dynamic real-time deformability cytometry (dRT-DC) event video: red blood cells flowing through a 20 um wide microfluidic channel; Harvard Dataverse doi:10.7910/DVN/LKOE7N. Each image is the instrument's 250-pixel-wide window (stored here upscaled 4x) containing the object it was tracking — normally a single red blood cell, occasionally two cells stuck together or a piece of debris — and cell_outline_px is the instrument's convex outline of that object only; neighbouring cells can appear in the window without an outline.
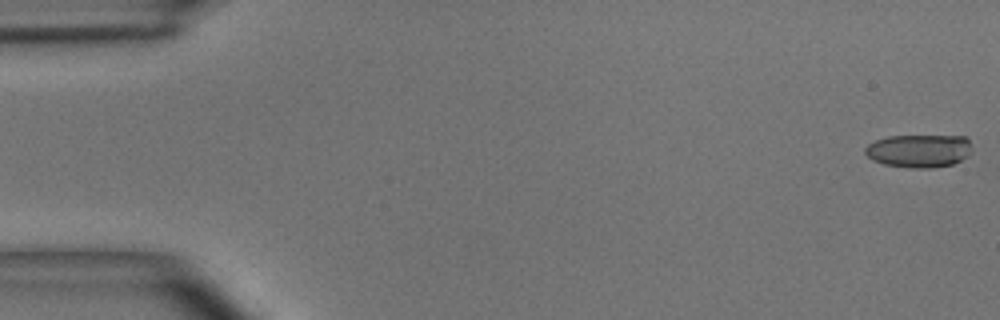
{"species": "common noctule bat (a hibernating species)", "species_latin": "Nyctalus noctula", "temperature_condition": "room temperature", "stored_images_in_passage": 18, "camera_frame_rate_fps": 3000, "um_per_image_px": 0.085, "animal": {"sex": "male", "body_mass_g": 15.6}, "frame": {"image": 1, "passage_image": 1, "time_ms": 0.0, "image_size_px": [1000, 320], "cell_outline_px": [[972, 152], [968, 156], [952, 164], [932, 168], [912, 168], [884, 164], [872, 160], [864, 152], [864, 148], [868, 144], [876, 140], [888, 136], [968, 136], [972, 148]], "centroid_in_image_um": [78.14, 12.81], "position_along_channel_um": 6.9, "area_um2": 20.75}}
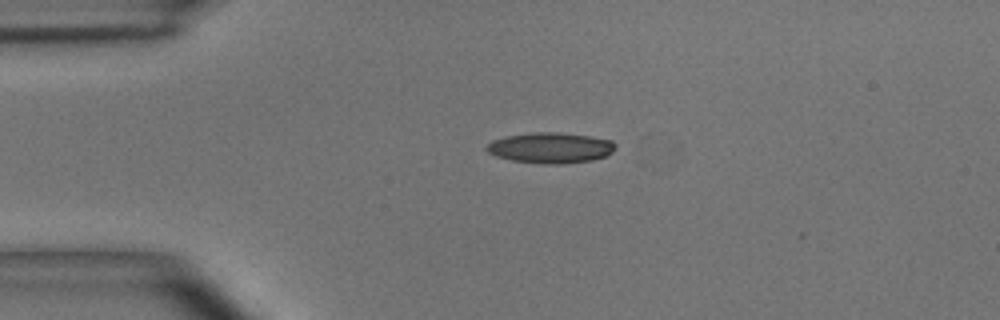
{"frame": {"image": 2, "passage_image": 12, "time_ms": 3.667, "image_size_px": [1000, 320], "cell_outline_px": [[616, 144], [612, 152], [604, 156], [592, 160], [560, 164], [544, 164], [512, 160], [496, 156], [488, 152], [484, 148], [492, 140], [508, 136], [536, 132], [556, 132], [592, 136], [612, 140]], "centroid_in_image_um": [46.8, 12.56], "position_along_channel_um": 38.2, "area_um2": 22.89}}
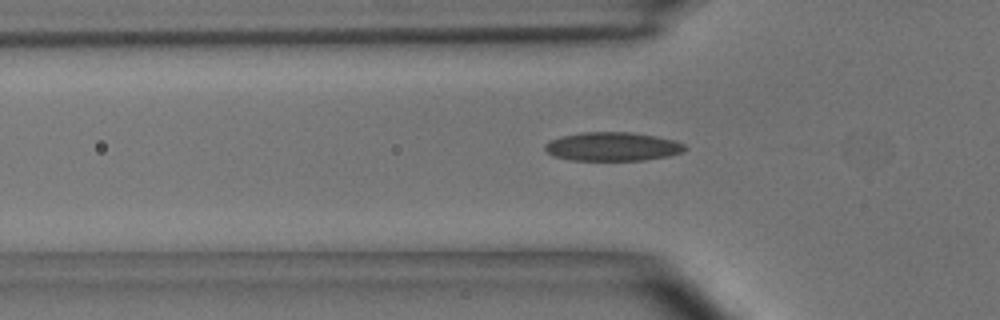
{"frame": {"image": 3, "passage_image": 17, "time_ms": 5.333, "image_size_px": [1000, 320], "cell_outline_px": [[688, 148], [684, 152], [668, 156], [644, 160], [572, 160], [556, 156], [548, 152], [544, 148], [544, 144], [548, 140], [560, 136], [580, 132], [632, 132], [656, 136], [676, 140], [684, 144]], "centroid_in_image_um": [52.09, 12.45], "position_along_channel_um": 73.7, "area_um2": 23.64}}